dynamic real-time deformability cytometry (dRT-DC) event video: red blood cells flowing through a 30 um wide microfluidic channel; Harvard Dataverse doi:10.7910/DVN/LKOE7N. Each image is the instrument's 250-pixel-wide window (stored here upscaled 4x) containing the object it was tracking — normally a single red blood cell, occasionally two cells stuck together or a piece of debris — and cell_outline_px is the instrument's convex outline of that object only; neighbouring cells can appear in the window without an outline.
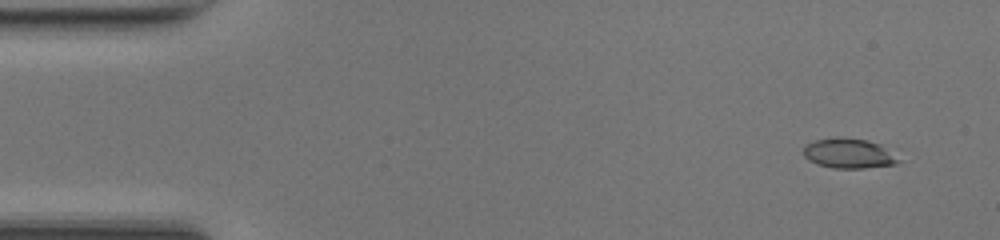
{"species": "common noctule bat (a hibernating species)", "species_latin": "Nyctalus noctula", "temperature_condition": "room temperature", "stored_images_in_passage": 49, "camera_frame_rate_fps": 3000, "um_per_image_px": 0.085, "animal": {"sex": "female", "body_mass_g": 17.0, "forearm_length_mm": 48.0}, "frame": {"image": 1, "passage_image": 4, "time_ms": 1.0, "image_size_px": [1000, 240], "cell_outline_px": [[900, 160], [896, 164], [864, 168], [832, 168], [808, 160], [804, 156], [804, 148], [808, 144], [816, 140], [836, 136], [868, 140], [880, 144]], "centroid_in_image_um": [72.13, 13.03], "position_along_channel_um": 12.9, "area_um2": 16.36}}
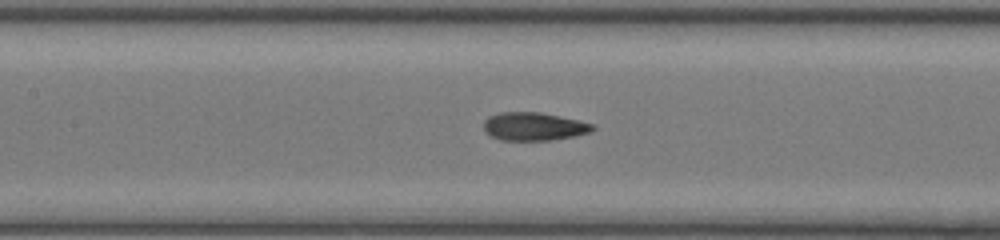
{"frame": {"image": 2, "passage_image": 23, "time_ms": 7.333, "image_size_px": [1000, 240], "cell_outline_px": [[596, 128], [592, 132], [576, 136], [552, 140], [500, 140], [484, 132], [484, 120], [488, 116], [500, 112], [540, 112], [596, 124]], "centroid_in_image_um": [45.4, 10.75], "position_along_channel_um": 162.0, "area_um2": 18.09}}
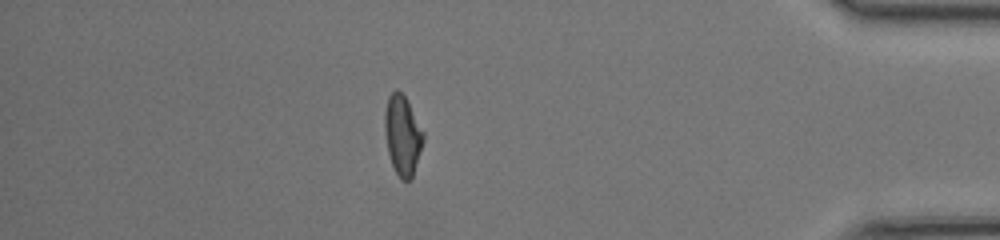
{"frame": {"image": 3, "passage_image": 43, "time_ms": 14.0, "image_size_px": [1000, 240], "cell_outline_px": [[424, 140], [412, 176], [408, 180], [400, 180], [392, 164], [388, 152], [384, 128], [384, 112], [388, 96], [396, 88], [404, 96], [424, 132]], "centroid_in_image_um": [34.2, 11.48], "position_along_channel_um": 401.0, "area_um2": 17.69}, "authors_computed_cell_mechanics": {"area_um2": 17.2822, "velocity_mm_per_s": 4.2618, "shape_relaxation_time_tau1_ms": 5.96, "shape_relaxation_time_tau2_ms": 1.3706, "deformation_change_tau1": 0.2297, "deformation_change_tau2": 0.0773}}